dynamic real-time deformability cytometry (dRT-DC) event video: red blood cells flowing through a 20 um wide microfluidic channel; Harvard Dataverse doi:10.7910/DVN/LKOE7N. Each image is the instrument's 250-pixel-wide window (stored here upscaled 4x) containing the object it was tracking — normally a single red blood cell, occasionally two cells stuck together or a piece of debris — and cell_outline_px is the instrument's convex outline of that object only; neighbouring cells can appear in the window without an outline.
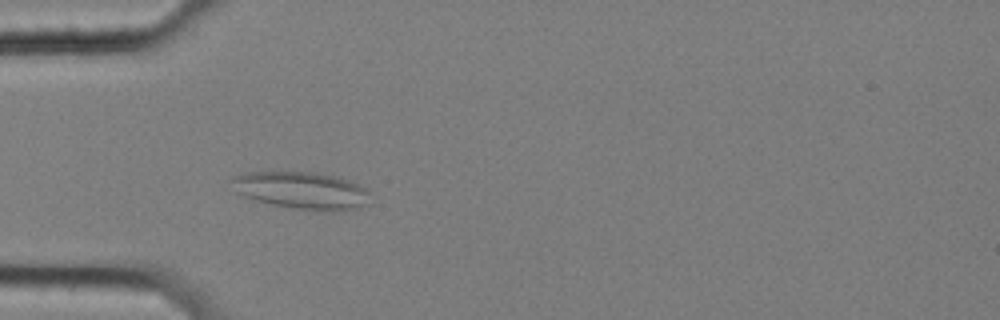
{"species": "common noctule bat (a hibernating species)", "species_latin": "Nyctalus noctula", "temperature_condition": "cold", "stored_images_in_passage": 46, "camera_frame_rate_fps": 3000, "um_per_image_px": 0.085, "animal": {"sex": "female", "body_mass_g": 25.1}, "frame": {"image": 1, "passage_image": 6, "time_ms": 1.667, "image_size_px": [1000, 320], "cell_outline_px": [[368, 204], [356, 208], [340, 212], [316, 212], [292, 208], [272, 204], [256, 200], [244, 196], [236, 192], [228, 180], [232, 176], [244, 172], [312, 172], [336, 176], [348, 180], [364, 188], [368, 192]], "centroid_in_image_um": [25.61, 16.2], "position_along_channel_um": 59.4, "area_um2": 30.46}}
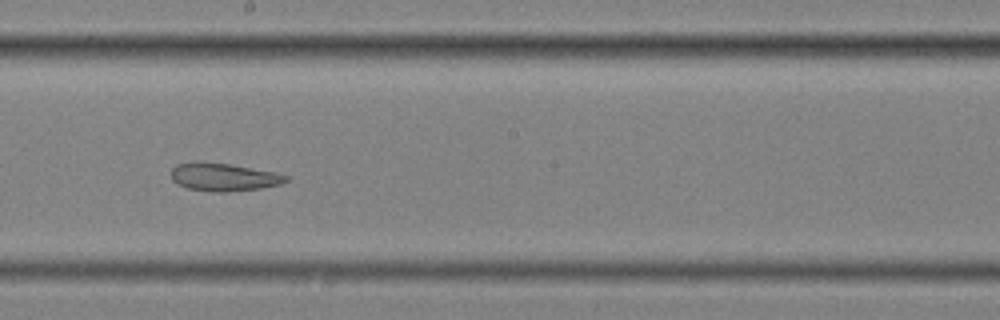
{"frame": {"image": 2, "passage_image": 21, "time_ms": 6.667, "image_size_px": [1000, 320], "cell_outline_px": [[288, 180], [280, 184], [260, 188], [228, 192], [212, 192], [188, 188], [176, 184], [172, 180], [172, 168], [176, 164], [228, 164], [276, 172], [288, 176]], "centroid_in_image_um": [19.05, 15.09], "position_along_channel_um": 229.1, "area_um2": 18.09}}
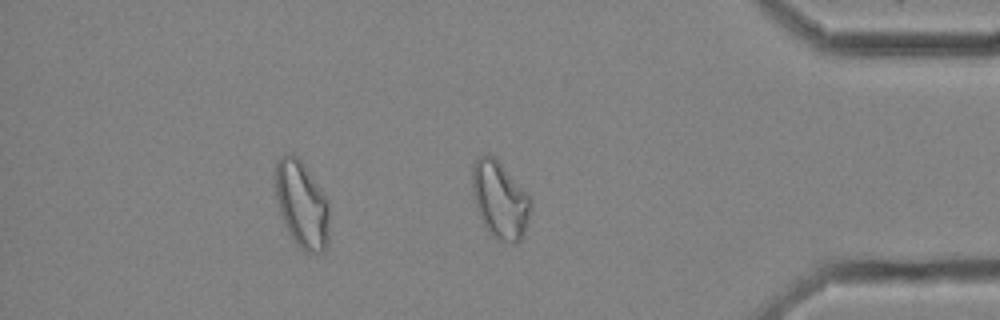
{"frame": {"image": 3, "passage_image": 37, "time_ms": 12.0, "image_size_px": [1000, 320], "cell_outline_px": [[532, 204], [524, 236], [516, 244], [512, 244], [496, 240], [488, 232], [476, 208], [472, 192], [472, 164], [484, 152], [488, 152], [496, 156], [532, 200]], "centroid_in_image_um": [42.49, 16.98], "position_along_channel_um": 392.7, "area_um2": 26.82}, "authors_computed_cell_mechanics": {"area_um2": 22.7443, "velocity_mm_per_s": 3.4763, "shape_relaxation_time_tau1_ms": null, "shape_relaxation_time_tau2_ms": 5.298, "deformation_change_tau1": null, "deformation_change_tau2": 0.1092}}